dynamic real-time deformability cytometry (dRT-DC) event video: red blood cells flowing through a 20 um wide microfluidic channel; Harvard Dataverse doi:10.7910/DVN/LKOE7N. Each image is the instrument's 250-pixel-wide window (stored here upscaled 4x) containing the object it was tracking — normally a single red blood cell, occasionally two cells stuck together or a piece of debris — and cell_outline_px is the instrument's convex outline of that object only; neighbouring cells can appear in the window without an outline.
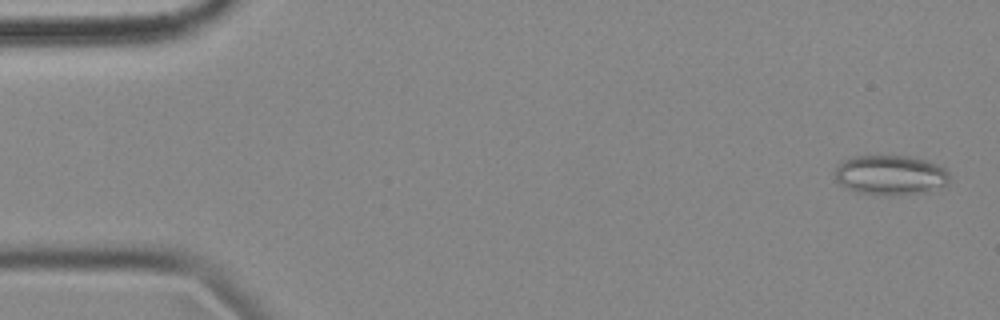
{"species": "common noctule bat (a hibernating species)", "species_latin": "Nyctalus noctula", "temperature_condition": "cold", "stored_images_in_passage": 56, "camera_frame_rate_fps": 3000, "um_per_image_px": 0.085, "animal": {"sex": "female", "body_mass_g": 18.4}, "frame": {"image": 1, "passage_image": 2, "time_ms": 0.333, "image_size_px": [1000, 320], "cell_outline_px": [[948, 184], [924, 192], [856, 192], [840, 184], [836, 180], [836, 168], [844, 160], [852, 156], [912, 156], [928, 160], [944, 168], [948, 172]], "centroid_in_image_um": [75.7, 14.82], "position_along_channel_um": 9.3, "area_um2": 25.55}}
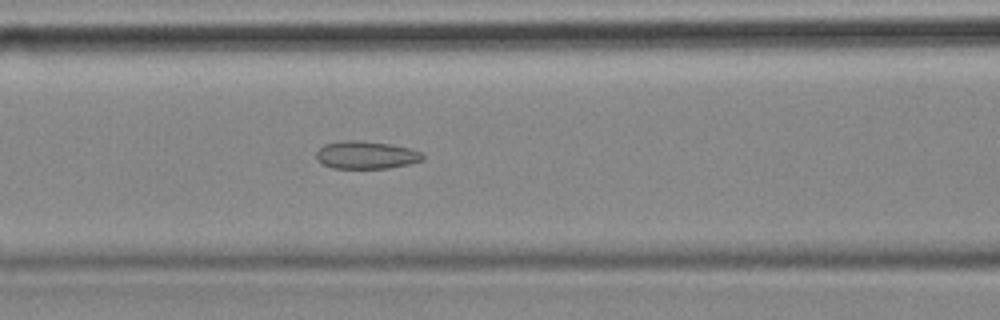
{"frame": {"image": 2, "passage_image": 23, "time_ms": 7.333, "image_size_px": [1000, 320], "cell_outline_px": [[424, 160], [408, 164], [388, 168], [332, 168], [316, 160], [316, 152], [324, 144], [340, 140], [360, 140], [392, 144], [408, 148], [420, 152], [424, 156]], "centroid_in_image_um": [31.09, 13.16], "position_along_channel_um": 135.5, "area_um2": 17.28}}
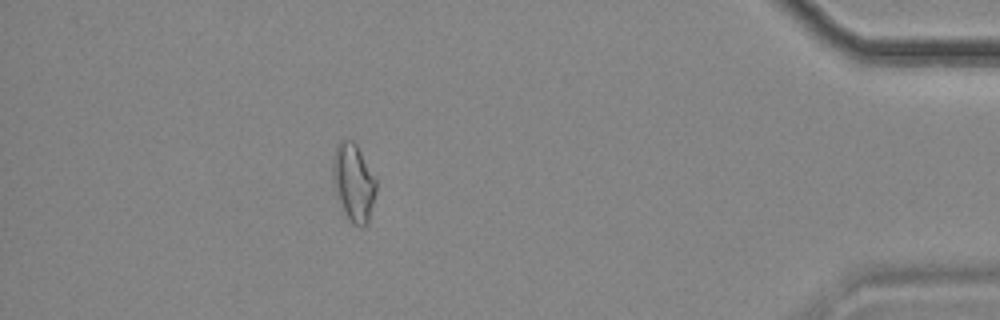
{"frame": {"image": 3, "passage_image": 50, "time_ms": 16.333, "image_size_px": [1000, 320], "cell_outline_px": [[376, 192], [368, 220], [364, 228], [360, 228], [352, 224], [344, 212], [336, 196], [332, 180], [332, 156], [340, 140], [352, 140], [356, 144], [376, 180]], "centroid_in_image_um": [30.02, 15.53], "position_along_channel_um": 405.2, "area_um2": 19.65}, "authors_computed_cell_mechanics": {"area_um2": 18.207, "velocity_mm_per_s": 3.5478, "shape_relaxation_time_tau1_ms": null, "shape_relaxation_time_tau2_ms": 4.4032, "deformation_change_tau1": null, "deformation_change_tau2": 0.1222}}